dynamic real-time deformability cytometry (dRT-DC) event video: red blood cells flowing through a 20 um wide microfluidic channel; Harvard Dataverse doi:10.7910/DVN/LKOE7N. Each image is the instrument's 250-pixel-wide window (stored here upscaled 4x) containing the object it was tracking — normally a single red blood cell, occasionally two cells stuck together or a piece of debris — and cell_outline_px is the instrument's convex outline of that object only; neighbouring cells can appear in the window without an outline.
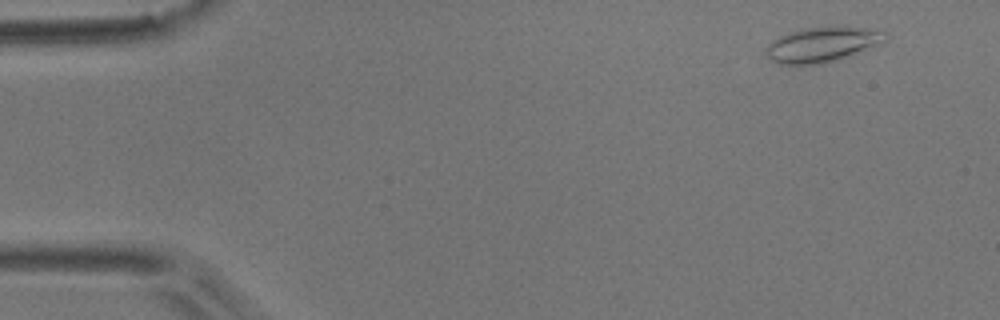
{"species": "common noctule bat (a hibernating species)", "species_latin": "Nyctalus noctula", "temperature_condition": "room temperature", "stored_images_in_passage": 5, "camera_frame_rate_fps": 3000, "um_per_image_px": 0.085, "animal": {"sex": "male", "body_mass_g": 17.9}, "frame": {"image": 1, "passage_image": 5, "time_ms": 5.667, "image_size_px": [1000, 320], "cell_outline_px": [[888, 36], [884, 44], [836, 60], [820, 64], [780, 64], [772, 60], [768, 56], [764, 48], [772, 40], [788, 32], [800, 28], [864, 28], [884, 32]], "centroid_in_image_um": [69.89, 3.8], "position_along_channel_um": 15.1, "area_um2": 24.04}}